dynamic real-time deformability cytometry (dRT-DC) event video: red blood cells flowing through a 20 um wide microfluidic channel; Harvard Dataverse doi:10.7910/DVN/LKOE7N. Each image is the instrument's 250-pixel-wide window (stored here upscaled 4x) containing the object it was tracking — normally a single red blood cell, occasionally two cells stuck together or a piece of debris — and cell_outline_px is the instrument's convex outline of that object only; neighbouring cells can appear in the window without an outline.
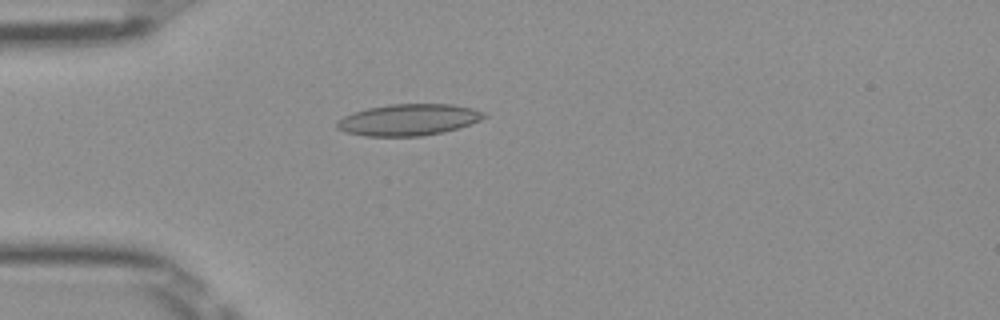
{"species": "Egyptian fruit bat (a non-hibernating species)", "species_latin": "Rousettus aegyptiacus", "temperature_condition": "room temperature", "stored_images_in_passage": 32, "camera_frame_rate_fps": 3000, "um_per_image_px": 0.085, "frame": {"image": 1, "passage_image": 1, "time_ms": 0.0, "image_size_px": [1000, 320], "cell_outline_px": [[488, 116], [480, 120], [460, 128], [444, 132], [420, 136], [368, 136], [344, 132], [336, 128], [336, 124], [344, 116], [368, 108], [388, 104], [452, 104], [472, 108], [484, 112]], "centroid_in_image_um": [34.76, 10.18], "position_along_channel_um": 50.2, "area_um2": 26.93}}
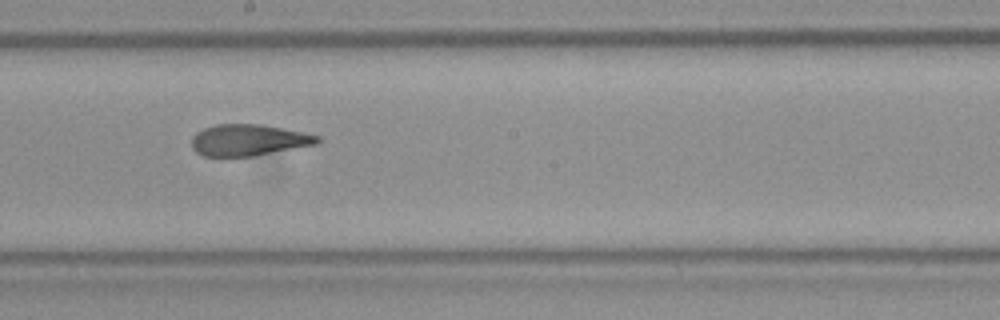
{"frame": {"image": 2, "passage_image": 15, "time_ms": 4.667, "image_size_px": [1000, 320], "cell_outline_px": [[320, 140], [316, 144], [252, 156], [200, 156], [192, 148], [192, 136], [196, 132], [204, 128], [216, 124], [260, 124], [320, 136]], "centroid_in_image_um": [21.06, 11.91], "position_along_channel_um": 227.1, "area_um2": 22.77}}
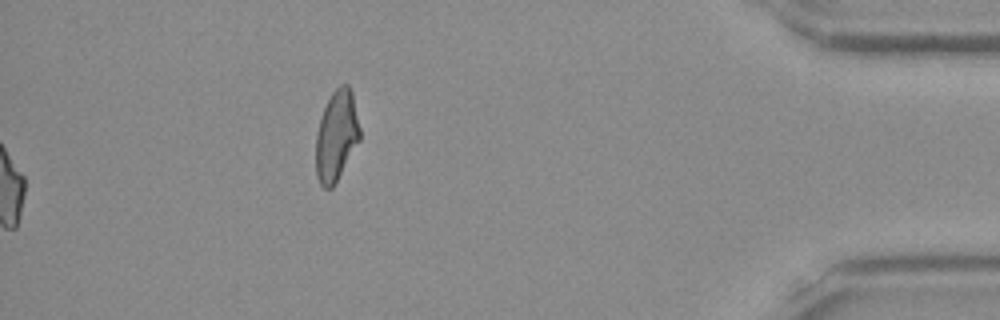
{"frame": {"image": 3, "passage_image": 32, "time_ms": 10.333, "image_size_px": [1000, 320], "cell_outline_px": [[360, 140], [332, 188], [324, 188], [320, 184], [316, 176], [316, 132], [324, 108], [332, 92], [340, 84], [348, 84], [352, 92], [360, 128]], "centroid_in_image_um": [28.59, 11.54], "position_along_channel_um": 406.6, "area_um2": 23.06}, "authors_computed_cell_mechanics": {"area_um2": 23.6402, "velocity_mm_per_s": 4.0251, "shape_relaxation_time_tau1_ms": null, "shape_relaxation_time_tau2_ms": 2.0642, "deformation_change_tau1": null, "deformation_change_tau2": 0.0973}}